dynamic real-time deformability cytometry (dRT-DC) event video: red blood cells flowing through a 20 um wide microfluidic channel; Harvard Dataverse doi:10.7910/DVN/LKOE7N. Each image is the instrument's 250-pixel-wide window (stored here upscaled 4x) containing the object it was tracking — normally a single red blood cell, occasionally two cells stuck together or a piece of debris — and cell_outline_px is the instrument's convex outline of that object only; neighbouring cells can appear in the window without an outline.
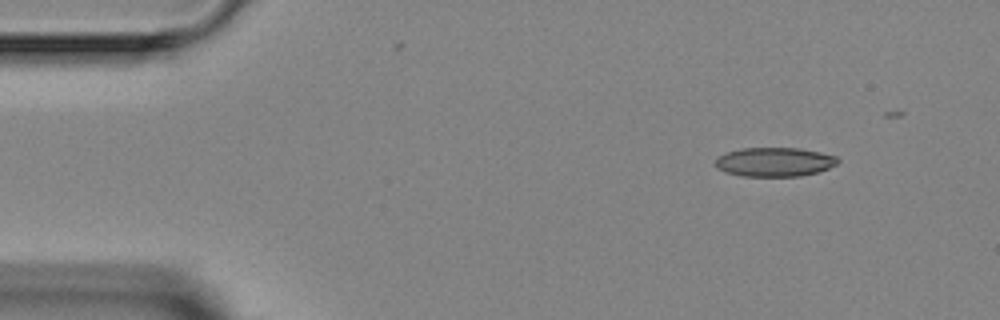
{"species": "Egyptian fruit bat (a non-hibernating species)", "species_latin": "Rousettus aegyptiacus", "temperature_condition": "room temperature", "stored_images_in_passage": 5, "camera_frame_rate_fps": 3000, "um_per_image_px": 0.085, "animal": {"sex": "female"}, "frame": {"image": 1, "passage_image": 1, "time_ms": 0.0, "image_size_px": [1000, 320], "cell_outline_px": [[840, 160], [836, 164], [828, 168], [816, 172], [800, 176], [740, 176], [716, 168], [716, 160], [720, 156], [728, 152], [744, 148], [800, 148], [820, 152], [836, 156]], "centroid_in_image_um": [65.86, 13.76], "position_along_channel_um": 19.1, "area_um2": 20.52}}